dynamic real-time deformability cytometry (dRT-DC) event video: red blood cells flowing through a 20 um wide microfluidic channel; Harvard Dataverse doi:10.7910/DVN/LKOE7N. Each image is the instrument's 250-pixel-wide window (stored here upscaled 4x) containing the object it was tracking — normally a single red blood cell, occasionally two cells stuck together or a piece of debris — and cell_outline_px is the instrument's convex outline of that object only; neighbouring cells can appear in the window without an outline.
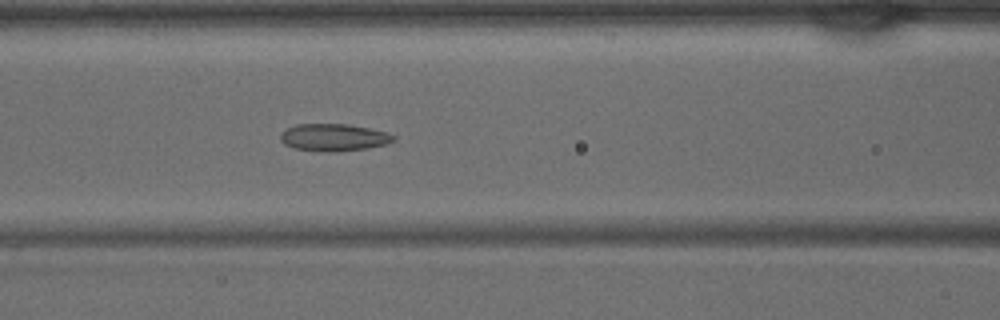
{"species": "common noctule bat (a hibernating species)", "species_latin": "Nyctalus noctula", "temperature_condition": "warm", "stored_images_in_passage": 27, "camera_frame_rate_fps": 3000, "um_per_image_px": 0.085, "animal": {"sex": "male", "body_mass_g": 15.6}, "frame": {"image": 1, "passage_image": 6, "time_ms": 1.667, "image_size_px": [1000, 320], "cell_outline_px": [[396, 140], [388, 144], [368, 148], [328, 152], [320, 152], [292, 148], [284, 144], [280, 140], [280, 132], [284, 128], [296, 124], [348, 124], [388, 132], [396, 136]], "centroid_in_image_um": [28.34, 11.68], "position_along_channel_um": 138.3, "area_um2": 18.32}}
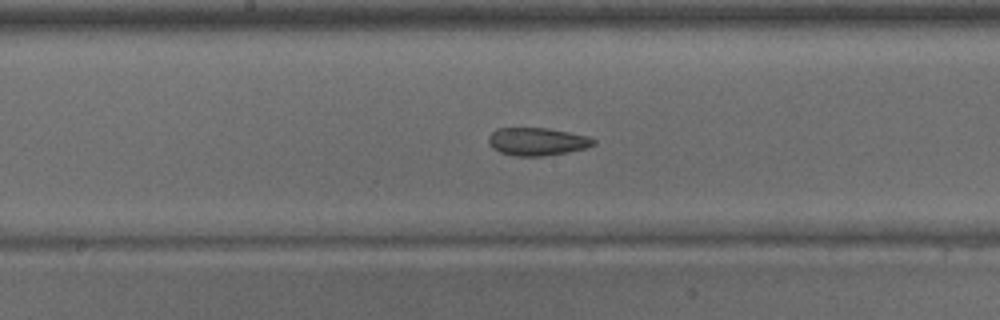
{"frame": {"image": 2, "passage_image": 10, "time_ms": 3.0, "image_size_px": [1000, 320], "cell_outline_px": [[596, 144], [584, 148], [568, 152], [544, 156], [512, 156], [500, 152], [492, 148], [488, 144], [488, 136], [496, 128], [548, 128], [588, 136], [596, 140]], "centroid_in_image_um": [45.63, 12.03], "position_along_channel_um": 202.6, "area_um2": 17.17}}
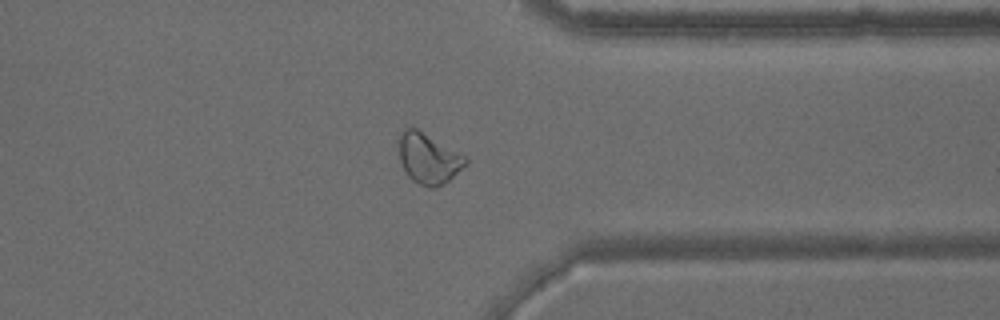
{"frame": {"image": 3, "passage_image": 21, "time_ms": 6.667, "image_size_px": [1000, 320], "cell_outline_px": [[468, 164], [444, 184], [436, 188], [428, 188], [412, 180], [408, 176], [400, 160], [396, 136], [404, 128], [416, 128], [468, 156]], "centroid_in_image_um": [36.42, 13.45], "position_along_channel_um": 375.0, "area_um2": 20.11}}